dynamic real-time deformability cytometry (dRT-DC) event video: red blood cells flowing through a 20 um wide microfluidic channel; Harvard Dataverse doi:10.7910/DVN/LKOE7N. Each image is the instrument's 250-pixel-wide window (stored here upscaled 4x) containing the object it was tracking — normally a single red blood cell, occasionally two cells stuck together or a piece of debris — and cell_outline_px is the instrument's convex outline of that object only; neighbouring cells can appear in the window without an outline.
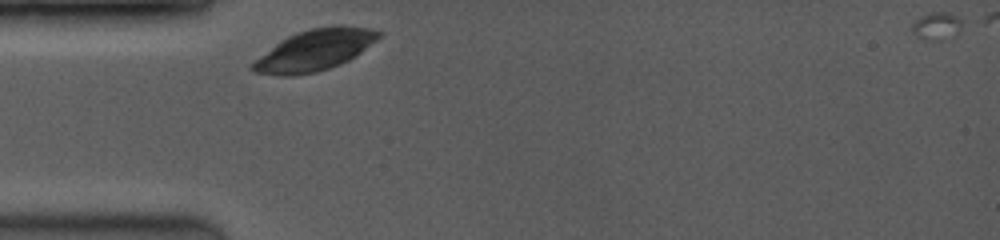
{"species": "common noctule bat (a hibernating species)", "species_latin": "Nyctalus noctula", "temperature_condition": "room temperature", "stored_images_in_passage": 13, "camera_frame_rate_fps": 3500, "um_per_image_px": 0.085, "animal": {"sex": "female", "body_mass_g": 19.0, "forearm_length_mm": 53.3}, "frame": {"image": 1, "passage_image": 2, "time_ms": 0.286, "image_size_px": [1000, 240], "cell_outline_px": [[384, 32], [376, 40], [356, 56], [340, 64], [316, 72], [292, 76], [284, 76], [252, 72], [248, 68], [256, 60], [280, 40], [296, 32], [312, 28], [336, 24], [344, 24], [372, 28]], "centroid_in_image_um": [26.78, 4.24], "position_along_channel_um": 58.2, "area_um2": 30.35}}
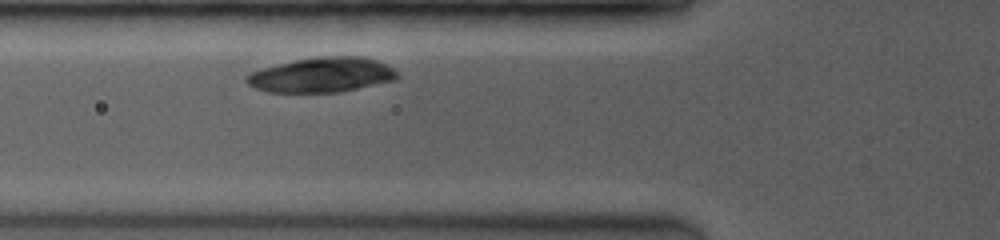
{"frame": {"image": 2, "passage_image": 4, "time_ms": 1.429, "image_size_px": [1000, 240], "cell_outline_px": [[400, 76], [396, 80], [340, 92], [268, 92], [256, 88], [248, 84], [244, 80], [244, 76], [252, 72], [264, 68], [296, 60], [316, 56], [364, 56], [376, 60], [392, 68]], "centroid_in_image_um": [27.37, 6.37], "position_along_channel_um": 98.4, "area_um2": 30.52}}
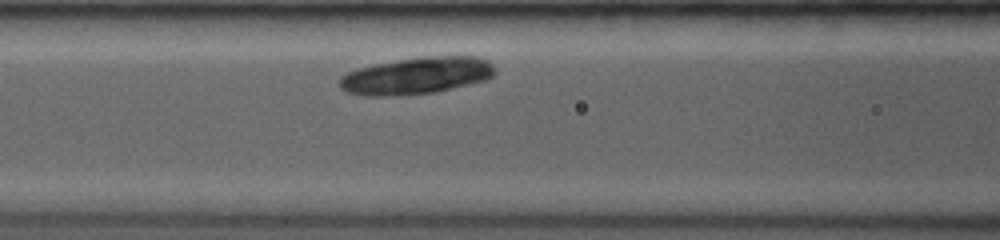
{"frame": {"image": 3, "passage_image": 7, "time_ms": 2.286, "image_size_px": [1000, 240], "cell_outline_px": [[496, 72], [488, 80], [432, 92], [384, 96], [368, 96], [348, 92], [340, 88], [340, 76], [356, 68], [376, 64], [424, 56], [476, 56], [488, 60], [492, 64]], "centroid_in_image_um": [35.43, 6.42], "position_along_channel_um": 131.2, "area_um2": 33.18}}